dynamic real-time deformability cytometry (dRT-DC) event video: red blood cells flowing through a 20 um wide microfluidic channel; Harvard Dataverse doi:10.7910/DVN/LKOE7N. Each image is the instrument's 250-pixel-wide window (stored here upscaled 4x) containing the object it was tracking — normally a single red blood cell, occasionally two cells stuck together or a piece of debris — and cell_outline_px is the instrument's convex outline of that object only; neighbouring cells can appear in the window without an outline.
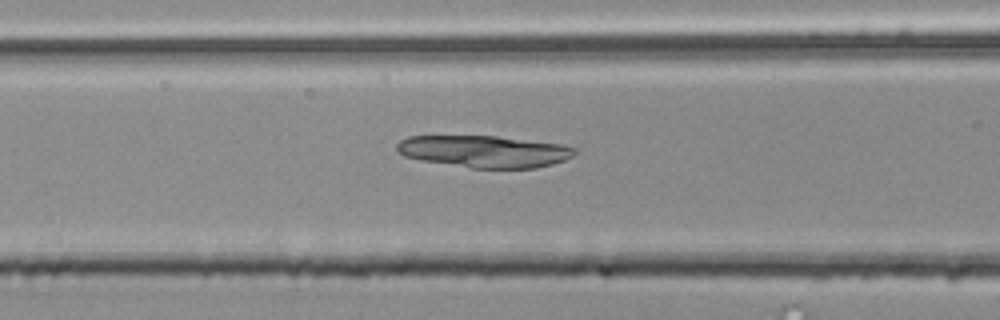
{"species": "common noctule bat (a hibernating species)", "species_latin": "Nyctalus noctula", "temperature_condition": "room temperature", "stored_images_in_passage": 39, "camera_frame_rate_fps": 3000, "um_per_image_px": 0.085, "animal": {"sex": "male", "body_mass_g": 20.4}, "frame": {"image": 1, "passage_image": 7, "time_ms": 2.0, "image_size_px": [1000, 320], "cell_outline_px": [[576, 152], [572, 156], [564, 160], [552, 164], [536, 168], [472, 168], [424, 160], [404, 156], [396, 148], [396, 144], [400, 140], [408, 136], [496, 136], [564, 144], [576, 148]], "centroid_in_image_um": [41.2, 12.86], "position_along_channel_um": 125.4, "area_um2": 33.0}}
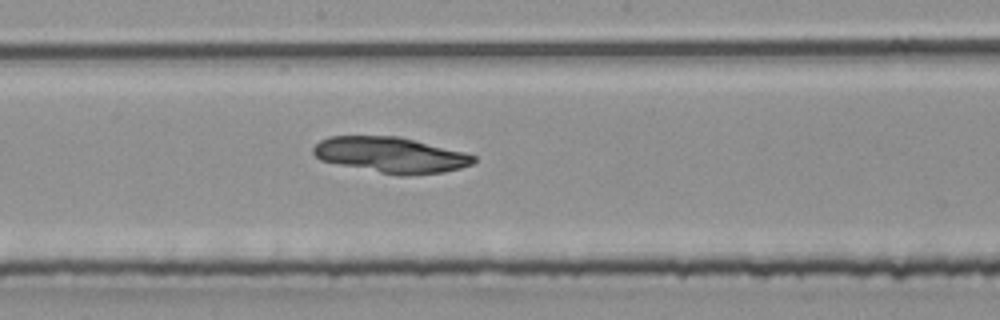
{"frame": {"image": 2, "passage_image": 14, "time_ms": 4.333, "image_size_px": [1000, 320], "cell_outline_px": [[476, 160], [472, 164], [460, 168], [444, 172], [408, 176], [396, 176], [320, 160], [312, 152], [312, 148], [320, 140], [328, 136], [400, 136], [464, 152], [476, 156]], "centroid_in_image_um": [33.22, 13.17], "position_along_channel_um": 215.0, "area_um2": 33.52}}
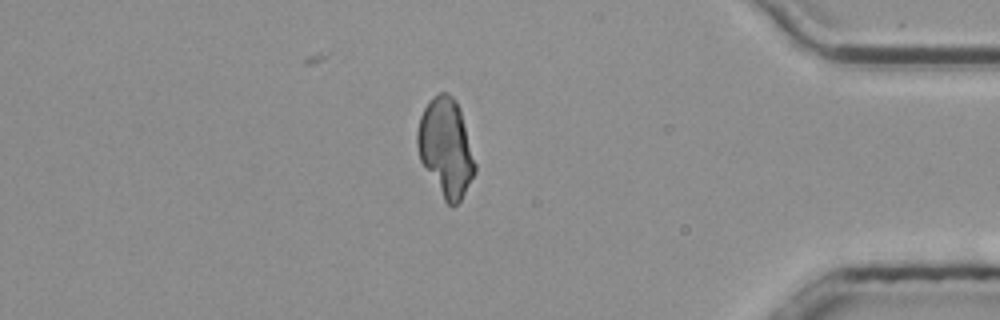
{"frame": {"image": 3, "passage_image": 31, "time_ms": 10.0, "image_size_px": [1000, 320], "cell_outline_px": [[476, 172], [460, 200], [452, 208], [444, 200], [420, 160], [416, 144], [416, 132], [420, 116], [428, 100], [432, 96], [440, 92], [448, 92], [456, 100], [460, 108], [476, 164]], "centroid_in_image_um": [37.88, 12.51], "position_along_channel_um": 397.3, "area_um2": 33.0}}